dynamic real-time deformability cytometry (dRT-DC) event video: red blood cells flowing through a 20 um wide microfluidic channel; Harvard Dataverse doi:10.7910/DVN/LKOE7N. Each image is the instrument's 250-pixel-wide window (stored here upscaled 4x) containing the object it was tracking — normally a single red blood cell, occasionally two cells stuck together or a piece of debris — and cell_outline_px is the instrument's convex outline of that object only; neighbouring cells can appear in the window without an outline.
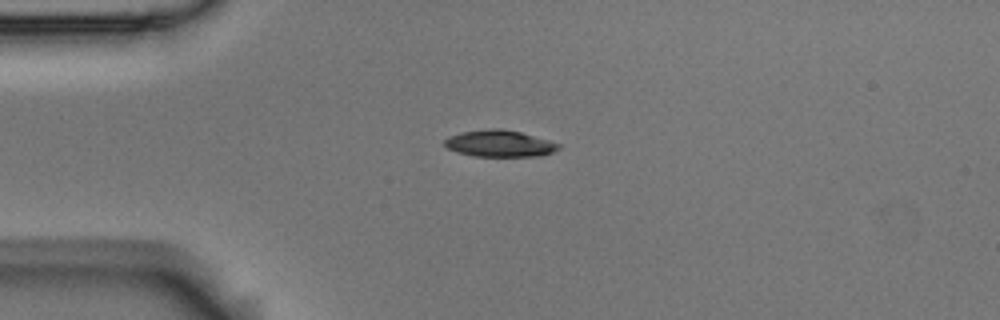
{"species": "Egyptian fruit bat (a non-hibernating species)", "species_latin": "Rousettus aegyptiacus", "temperature_condition": "room temperature", "stored_images_in_passage": 7, "camera_frame_rate_fps": 3000, "um_per_image_px": 0.085, "animal": {"sex": "male"}, "frame": {"image": 1, "passage_image": 1, "time_ms": 0.0, "image_size_px": [1000, 320], "cell_outline_px": [[560, 148], [552, 152], [540, 156], [472, 156], [456, 152], [448, 148], [444, 144], [444, 140], [448, 136], [460, 132], [488, 128], [500, 128], [520, 132], [560, 144]], "centroid_in_image_um": [42.41, 12.2], "position_along_channel_um": 42.6, "area_um2": 17.69}}
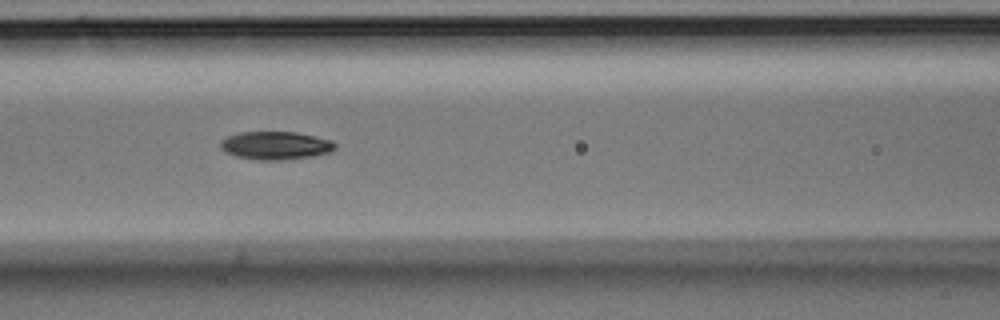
{"frame": {"image": 2, "passage_image": 4, "time_ms": 1.0, "image_size_px": [1000, 320], "cell_outline_px": [[336, 148], [332, 152], [312, 156], [280, 160], [260, 160], [236, 156], [224, 152], [220, 148], [220, 140], [228, 136], [240, 132], [296, 132], [316, 136], [332, 140], [336, 144]], "centroid_in_image_um": [23.43, 12.36], "position_along_channel_um": 143.2, "area_um2": 18.9}}
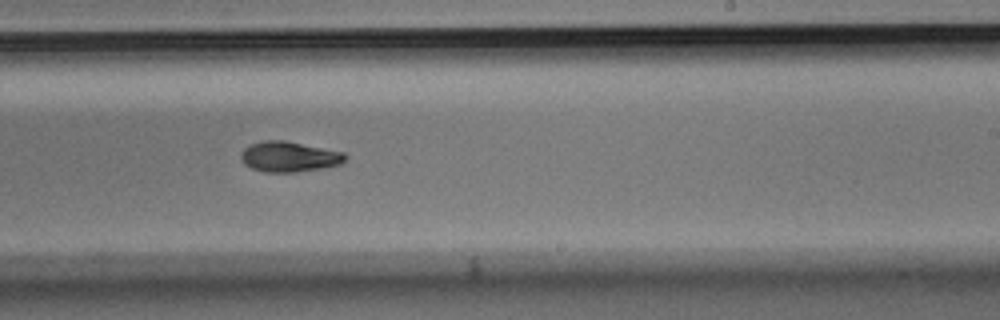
{"frame": {"image": 3, "passage_image": 7, "time_ms": 2.0, "image_size_px": [1000, 320], "cell_outline_px": [[348, 156], [340, 164], [324, 168], [296, 172], [264, 172], [252, 168], [244, 164], [240, 160], [240, 152], [248, 144], [264, 140], [284, 140], [344, 152]], "centroid_in_image_um": [24.54, 13.31], "position_along_channel_um": 264.5, "area_um2": 18.67}}